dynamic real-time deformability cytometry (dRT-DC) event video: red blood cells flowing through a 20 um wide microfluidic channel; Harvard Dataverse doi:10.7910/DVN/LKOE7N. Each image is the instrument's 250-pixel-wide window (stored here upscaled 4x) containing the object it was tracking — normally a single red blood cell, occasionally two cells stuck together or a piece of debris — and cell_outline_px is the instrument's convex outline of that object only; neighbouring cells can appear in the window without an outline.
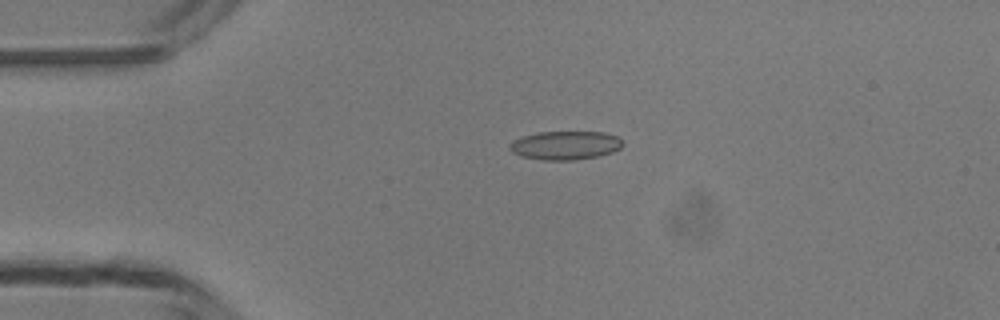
{"species": "common noctule bat (a hibernating species)", "species_latin": "Nyctalus noctula", "temperature_condition": "room temperature", "stored_images_in_passage": 38, "camera_frame_rate_fps": 3000, "um_per_image_px": 0.085, "animal": {"sex": "male", "body_mass_g": 13.3}, "frame": {"image": 1, "passage_image": 1, "time_ms": 0.0, "image_size_px": [1000, 320], "cell_outline_px": [[624, 144], [620, 148], [612, 152], [596, 156], [576, 160], [540, 160], [520, 156], [512, 152], [508, 148], [516, 140], [524, 136], [536, 132], [604, 132], [616, 136]], "centroid_in_image_um": [48.05, 12.36], "position_along_channel_um": 36.9, "area_um2": 18.73}}
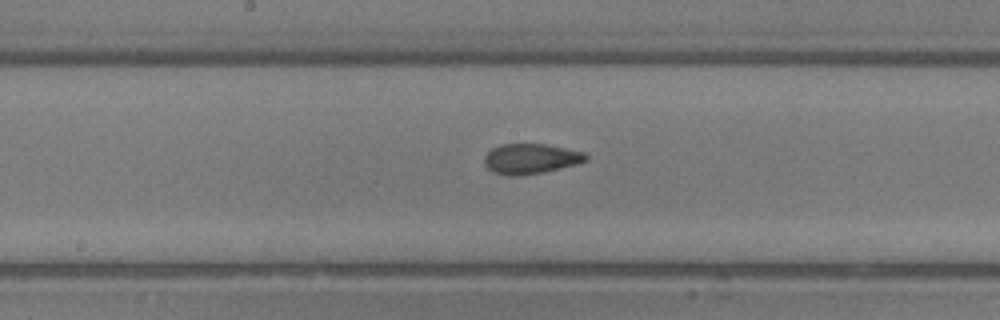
{"frame": {"image": 2, "passage_image": 15, "time_ms": 4.667, "image_size_px": [1000, 320], "cell_outline_px": [[588, 160], [576, 164], [544, 172], [520, 176], [504, 176], [492, 172], [484, 164], [484, 156], [492, 148], [500, 144], [544, 144], [584, 152], [588, 156]], "centroid_in_image_um": [45.07, 13.51], "position_along_channel_um": 203.1, "area_um2": 17.98}}
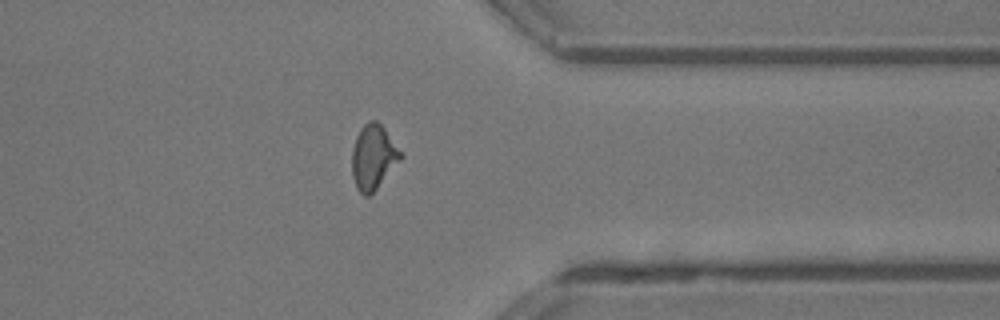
{"frame": {"image": 3, "passage_image": 28, "time_ms": 9.0, "image_size_px": [1000, 320], "cell_outline_px": [[404, 156], [376, 188], [368, 196], [364, 196], [356, 188], [352, 176], [352, 148], [356, 136], [360, 128], [368, 120], [376, 120], [384, 128]], "centroid_in_image_um": [31.71, 13.33], "position_along_channel_um": 379.7, "area_um2": 18.21}, "authors_computed_cell_mechanics": {"area_um2": 17.8024, "velocity_mm_per_s": 4.283, "shape_relaxation_time_tau1_ms": 7.5517, "shape_relaxation_time_tau2_ms": 1.4828, "deformation_change_tau1": 0.2133, "deformation_change_tau2": 0.0834}}